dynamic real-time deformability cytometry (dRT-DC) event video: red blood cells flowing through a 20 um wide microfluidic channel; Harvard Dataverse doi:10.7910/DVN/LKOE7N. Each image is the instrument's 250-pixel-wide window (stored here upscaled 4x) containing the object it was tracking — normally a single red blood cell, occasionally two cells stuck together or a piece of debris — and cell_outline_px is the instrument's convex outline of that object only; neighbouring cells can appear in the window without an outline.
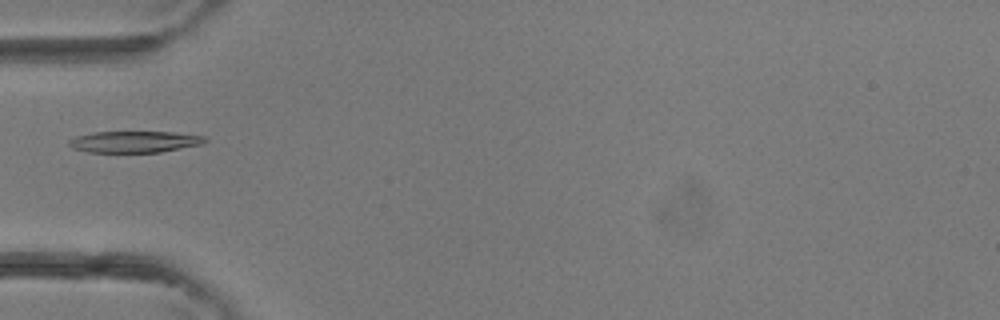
{"species": "common noctule bat (a hibernating species)", "species_latin": "Nyctalus noctula", "temperature_condition": "room temperature", "stored_images_in_passage": 4, "camera_frame_rate_fps": 3000, "um_per_image_px": 0.085, "animal": {"sex": "female"}, "frame": {"image": 1, "passage_image": 4, "time_ms": 1.0, "image_size_px": [1000, 320], "cell_outline_px": [[208, 140], [204, 144], [160, 152], [88, 152], [72, 148], [68, 144], [68, 140], [76, 136], [92, 132], [172, 132], [204, 136]], "centroid_in_image_um": [11.43, 12.05], "position_along_channel_um": 73.6, "area_um2": 17.05}}